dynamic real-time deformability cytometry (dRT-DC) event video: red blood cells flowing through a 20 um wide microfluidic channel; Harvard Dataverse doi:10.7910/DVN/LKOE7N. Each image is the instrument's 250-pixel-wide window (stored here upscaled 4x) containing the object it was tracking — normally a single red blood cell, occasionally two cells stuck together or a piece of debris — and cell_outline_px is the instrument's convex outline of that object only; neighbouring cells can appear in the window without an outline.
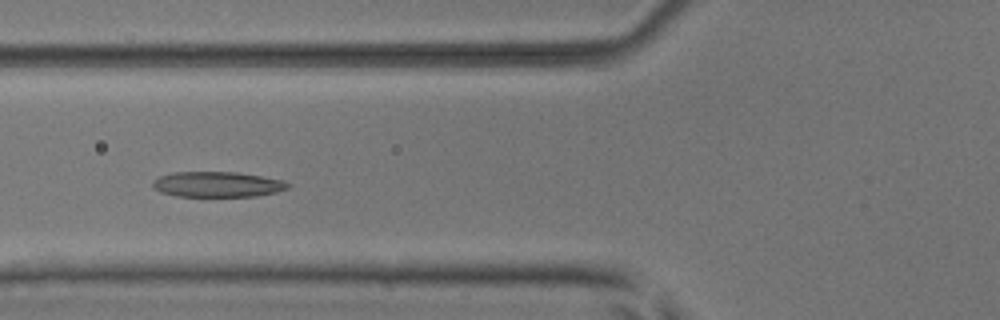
{"species": "common noctule bat (a hibernating species)", "species_latin": "Nyctalus noctula", "temperature_condition": "room temperature", "stored_images_in_passage": 7, "camera_frame_rate_fps": 3000, "um_per_image_px": 0.085, "animal": {"sex": "male", "body_mass_g": 17.9, "forearm_length_mm": 54.2}, "frame": {"image": 1, "passage_image": 5, "time_ms": 1.333, "image_size_px": [1000, 320], "cell_outline_px": [[292, 184], [288, 188], [276, 192], [256, 196], [176, 196], [160, 192], [152, 188], [152, 180], [160, 176], [172, 172], [236, 172], [284, 180]], "centroid_in_image_um": [18.46, 15.67], "position_along_channel_um": 107.3, "area_um2": 20.11}}
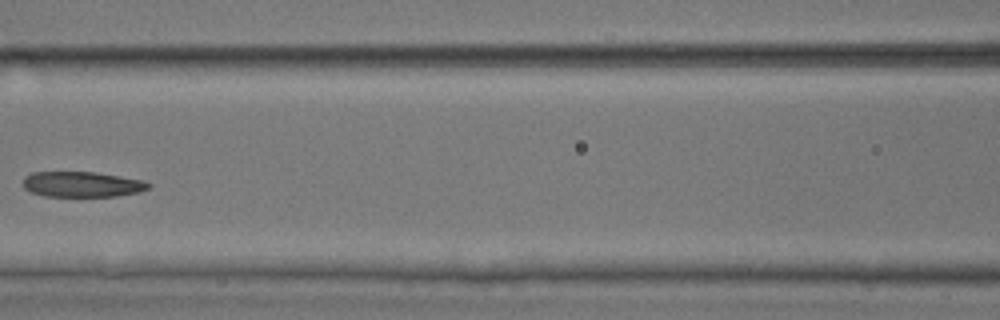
{"frame": {"image": 2, "passage_image": 6, "time_ms": 1.667, "image_size_px": [1000, 320], "cell_outline_px": [[152, 184], [148, 188], [140, 192], [116, 196], [44, 196], [32, 192], [24, 188], [24, 176], [32, 172], [96, 172], [144, 180]], "centroid_in_image_um": [7.0, 15.66], "position_along_channel_um": 159.6, "area_um2": 18.61}}
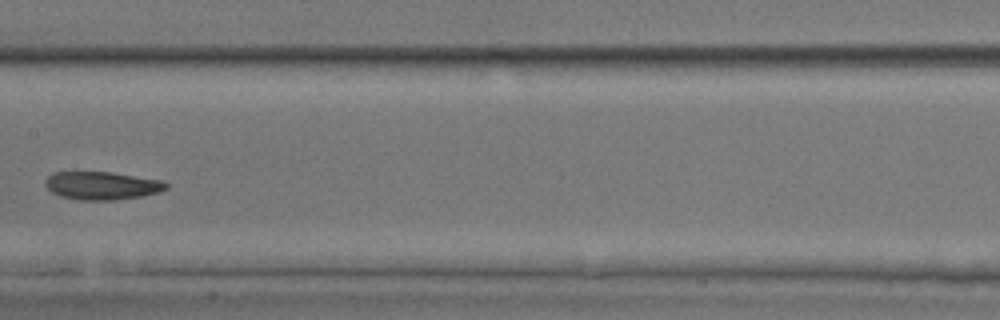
{"frame": {"image": 3, "passage_image": 7, "time_ms": 2.0, "image_size_px": [1000, 320], "cell_outline_px": [[168, 188], [160, 192], [140, 196], [112, 200], [76, 200], [60, 196], [52, 192], [44, 184], [44, 180], [52, 172], [112, 172], [160, 180], [168, 184]], "centroid_in_image_um": [8.63, 15.77], "position_along_channel_um": 198.8, "area_um2": 19.77}}